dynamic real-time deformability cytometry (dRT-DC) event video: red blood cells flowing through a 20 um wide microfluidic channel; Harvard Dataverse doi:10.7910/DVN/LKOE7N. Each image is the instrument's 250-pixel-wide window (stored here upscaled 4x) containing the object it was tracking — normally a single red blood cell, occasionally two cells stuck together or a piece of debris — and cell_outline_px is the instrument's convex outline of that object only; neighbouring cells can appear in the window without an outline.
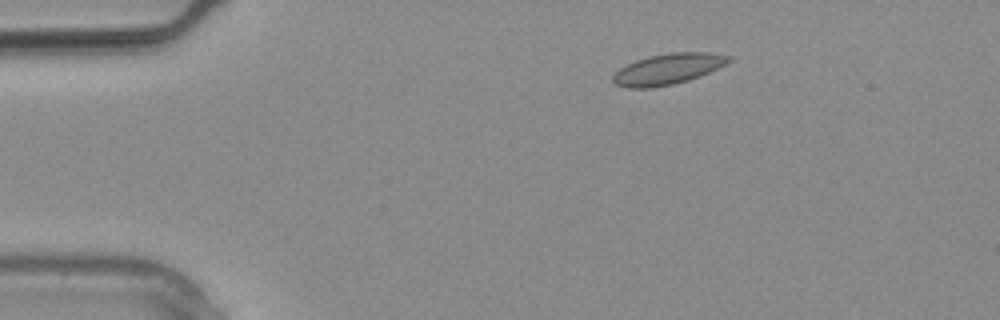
{"species": "common noctule bat (a hibernating species)", "species_latin": "Nyctalus noctula", "temperature_condition": "warm", "stored_images_in_passage": 12, "camera_frame_rate_fps": 3000, "um_per_image_px": 0.085, "animal": {"sex": "male", "body_mass_g": 20.4}, "frame": {"image": 1, "passage_image": 1, "time_ms": 0.0, "image_size_px": [1000, 320], "cell_outline_px": [[732, 60], [700, 76], [688, 80], [672, 84], [652, 88], [628, 88], [616, 84], [612, 80], [612, 76], [620, 68], [636, 60], [648, 56], [672, 52], [708, 52], [732, 56]], "centroid_in_image_um": [56.76, 5.86], "position_along_channel_um": 28.2, "area_um2": 20.63}}
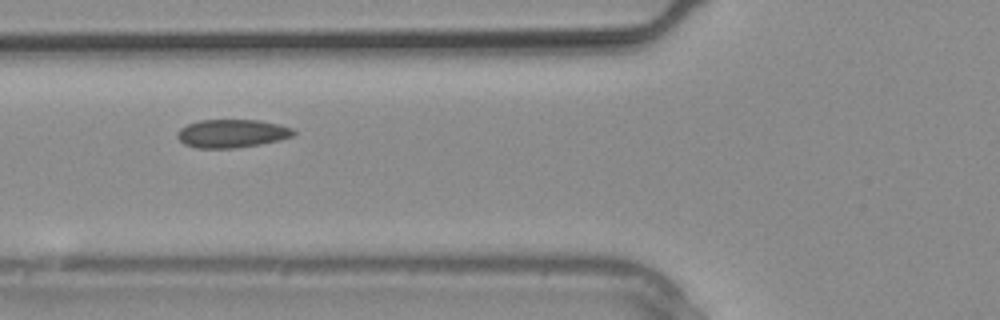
{"frame": {"image": 2, "passage_image": 7, "time_ms": 2.0, "image_size_px": [1000, 320], "cell_outline_px": [[296, 132], [292, 136], [280, 140], [260, 144], [236, 148], [196, 148], [184, 144], [176, 136], [180, 128], [188, 124], [200, 120], [260, 120], [280, 124], [292, 128]], "centroid_in_image_um": [19.72, 11.34], "position_along_channel_um": 106.1, "area_um2": 19.19}}